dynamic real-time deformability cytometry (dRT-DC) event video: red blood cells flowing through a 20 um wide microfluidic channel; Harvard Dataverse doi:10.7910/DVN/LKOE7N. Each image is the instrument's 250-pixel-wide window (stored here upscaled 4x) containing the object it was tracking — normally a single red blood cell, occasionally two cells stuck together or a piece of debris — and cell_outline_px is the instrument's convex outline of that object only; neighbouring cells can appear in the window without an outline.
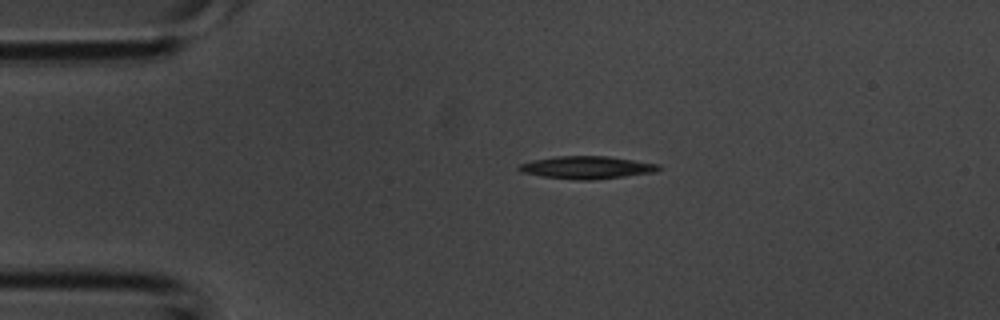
{"species": "common noctule bat (a hibernating species)", "species_latin": "Nyctalus noctula", "temperature_condition": "room temperature", "stored_images_in_passage": 2, "camera_frame_rate_fps": 3000, "um_per_image_px": 0.085, "animal": {"sex": "male", "body_mass_g": 20.1, "forearm_length_mm": 53.5}, "frame": {"image": 1, "passage_image": 1, "time_ms": 0.0, "image_size_px": [1000, 320], "cell_outline_px": [[664, 168], [656, 172], [592, 180], [576, 180], [540, 176], [524, 172], [516, 168], [520, 164], [532, 160], [556, 156], [608, 156], [660, 164]], "centroid_in_image_um": [49.92, 14.23], "position_along_channel_um": 35.1, "area_um2": 18.5}}
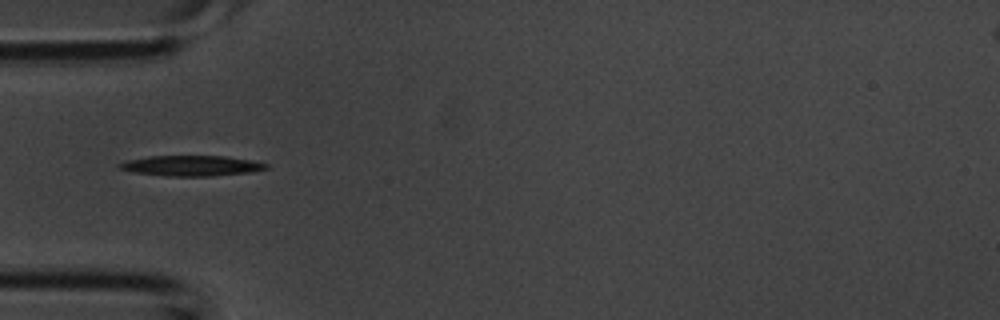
{"frame": {"image": 2, "passage_image": 2, "time_ms": 0.333, "image_size_px": [1000, 320], "cell_outline_px": [[268, 168], [252, 172], [212, 176], [168, 176], [132, 172], [120, 168], [116, 164], [124, 160], [148, 156], [224, 156], [252, 160], [268, 164]], "centroid_in_image_um": [16.24, 14.08], "position_along_channel_um": 68.8, "area_um2": 17.57}}